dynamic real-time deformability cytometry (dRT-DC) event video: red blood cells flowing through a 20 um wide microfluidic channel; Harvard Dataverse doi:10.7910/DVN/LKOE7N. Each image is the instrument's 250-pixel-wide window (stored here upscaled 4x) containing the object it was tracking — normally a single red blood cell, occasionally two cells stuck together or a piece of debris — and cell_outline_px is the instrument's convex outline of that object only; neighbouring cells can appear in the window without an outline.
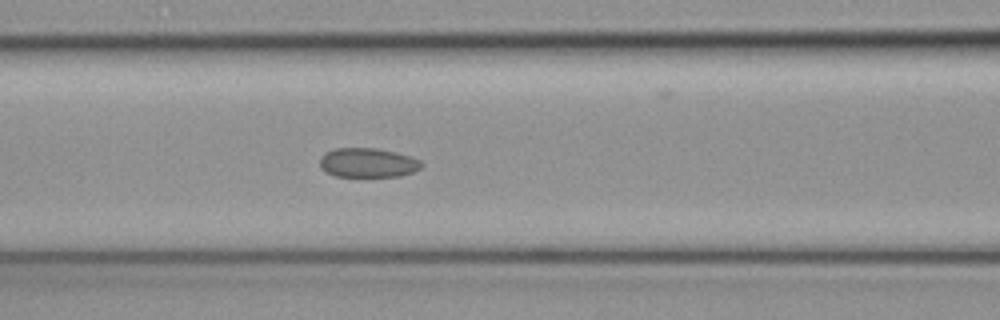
{"species": "common noctule bat (a hibernating species)", "species_latin": "Nyctalus noctula", "temperature_condition": "cold", "stored_images_in_passage": 36, "camera_frame_rate_fps": 3000, "um_per_image_px": 0.085, "animal": {"sex": "female", "body_mass_g": 19.3, "forearm_length_mm": 54.1}, "frame": {"image": 1, "passage_image": 11, "time_ms": 3.333, "image_size_px": [1000, 320], "cell_outline_px": [[424, 164], [420, 168], [412, 172], [400, 176], [336, 176], [320, 168], [320, 156], [324, 152], [336, 148], [376, 148], [396, 152], [420, 160]], "centroid_in_image_um": [31.25, 13.82], "position_along_channel_um": 135.4, "area_um2": 17.34}}
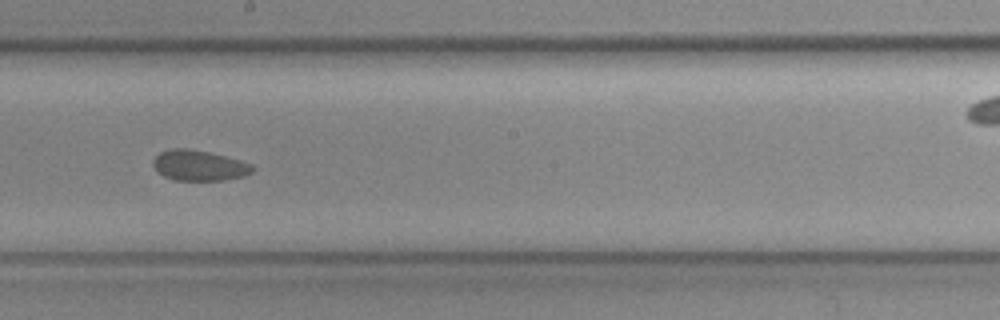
{"frame": {"image": 2, "passage_image": 18, "time_ms": 5.667, "image_size_px": [1000, 320], "cell_outline_px": [[256, 168], [252, 172], [244, 176], [224, 180], [172, 180], [164, 176], [152, 164], [152, 160], [160, 152], [172, 148], [184, 148], [208, 152], [240, 160], [252, 164]], "centroid_in_image_um": [16.94, 14.07], "position_along_channel_um": 231.3, "area_um2": 17.57}}
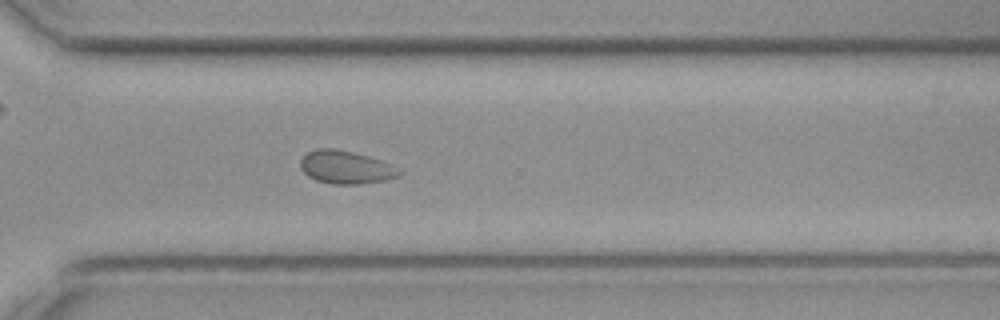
{"frame": {"image": 3, "passage_image": 26, "time_ms": 8.333, "image_size_px": [1000, 320], "cell_outline_px": [[404, 172], [400, 176], [384, 180], [360, 184], [332, 184], [316, 180], [308, 176], [300, 168], [300, 160], [308, 152], [316, 148], [332, 148], [352, 152], [368, 156], [392, 164], [400, 168]], "centroid_in_image_um": [29.42, 14.22], "position_along_channel_um": 341.2, "area_um2": 19.13}}